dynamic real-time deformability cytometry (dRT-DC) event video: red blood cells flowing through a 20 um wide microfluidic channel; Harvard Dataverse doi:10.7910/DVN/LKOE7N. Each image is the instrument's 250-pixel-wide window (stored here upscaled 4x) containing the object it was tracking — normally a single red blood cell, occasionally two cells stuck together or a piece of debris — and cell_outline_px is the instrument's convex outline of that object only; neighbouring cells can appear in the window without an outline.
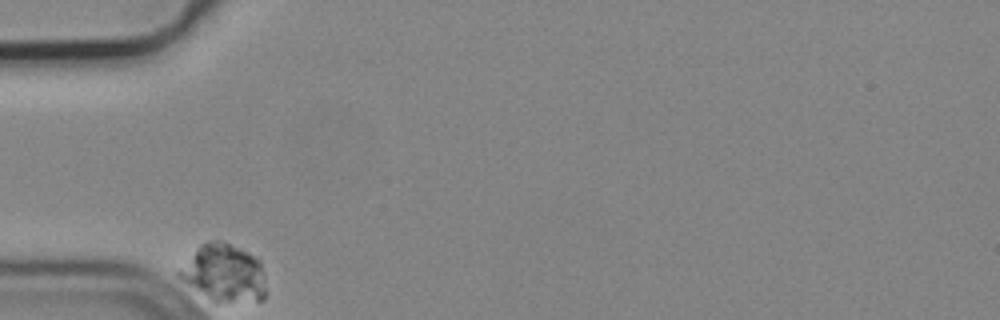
{"species": "common noctule bat (a hibernating species)", "species_latin": "Nyctalus noctula", "temperature_condition": "cold", "stored_images_in_passage": 33, "camera_frame_rate_fps": 3000, "um_per_image_px": 0.085, "animal": {"sex": "male", "body_mass_g": 19.2, "forearm_length_mm": 51.8}, "frame": {"image": 1, "passage_image": 1, "time_ms": 0.0, "image_size_px": [1000, 320], "cell_outline_px": [[268, 292], [264, 300], [216, 304], [176, 276], [176, 272], [196, 248], [200, 244], [212, 240], [216, 240], [228, 244], [248, 252], [256, 256], [260, 260]], "centroid_in_image_um": [19.07, 23.26], "position_along_channel_um": 65.9, "area_um2": 29.59}}
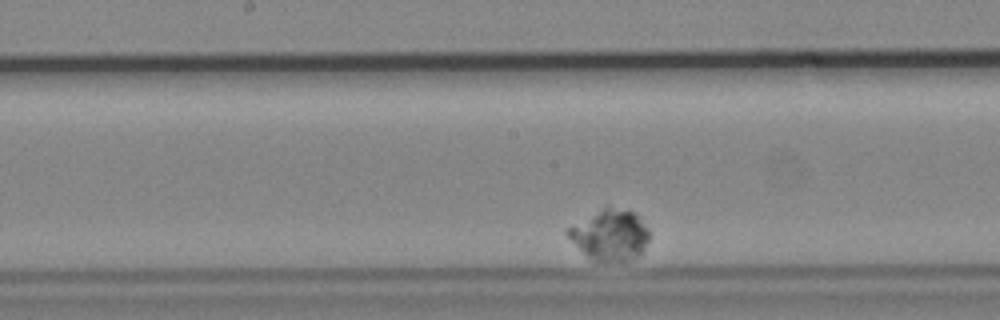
{"frame": {"image": 2, "passage_image": 16, "time_ms": 5.0, "image_size_px": [1000, 320], "cell_outline_px": [[648, 240], [644, 252], [640, 256], [628, 260], [592, 260], [564, 232], [568, 228], [608, 204], [632, 212], [648, 228]], "centroid_in_image_um": [51.88, 19.95], "position_along_channel_um": 196.3, "area_um2": 23.64}}
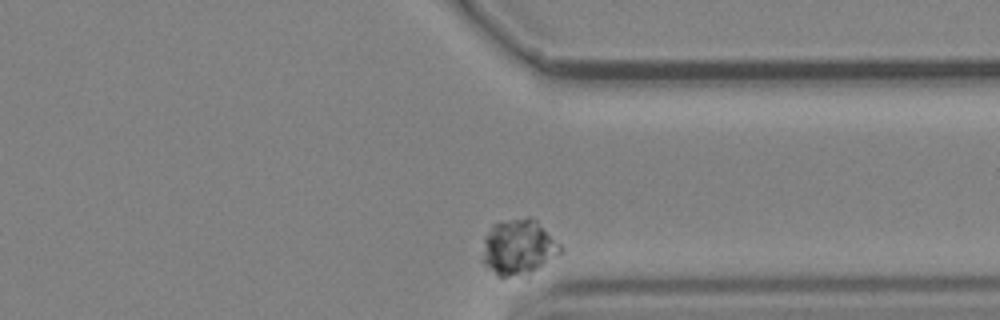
{"frame": {"image": 3, "passage_image": 33, "time_ms": 10.667, "image_size_px": [1000, 320], "cell_outline_px": [[564, 248], [560, 252], [528, 276], [496, 276], [480, 260], [484, 236], [492, 224], [528, 216], [532, 216]], "centroid_in_image_um": [44.02, 21.02], "position_along_channel_um": 367.4, "area_um2": 25.49}}